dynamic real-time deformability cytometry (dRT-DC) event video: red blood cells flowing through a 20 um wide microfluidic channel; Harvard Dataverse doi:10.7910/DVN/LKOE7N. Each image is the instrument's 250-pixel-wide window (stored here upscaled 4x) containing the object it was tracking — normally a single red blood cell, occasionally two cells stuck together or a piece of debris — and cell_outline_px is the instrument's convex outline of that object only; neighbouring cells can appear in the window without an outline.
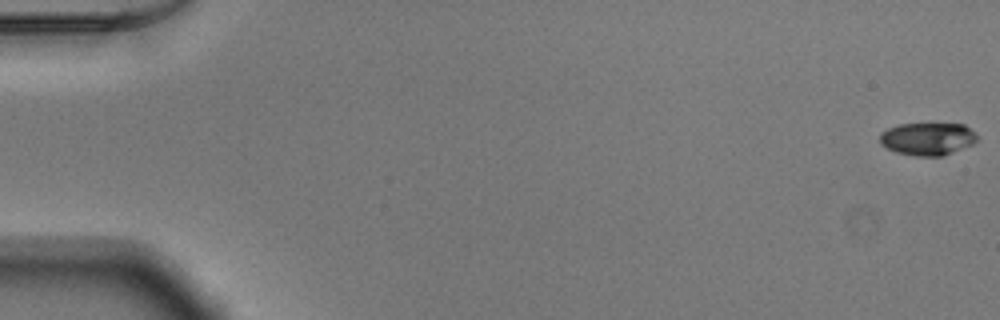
{"species": "Egyptian fruit bat (a non-hibernating species)", "species_latin": "Rousettus aegyptiacus", "temperature_condition": "warm", "stored_images_in_passage": 53, "camera_frame_rate_fps": 3000, "um_per_image_px": 0.085, "animal": {"sex": "male"}, "frame": {"image": 1, "passage_image": 1, "time_ms": 0.0, "image_size_px": [1000, 320], "cell_outline_px": [[976, 140], [972, 144], [952, 152], [940, 156], [916, 156], [896, 152], [880, 144], [880, 132], [888, 128], [900, 124], [964, 124], [976, 132]], "centroid_in_image_um": [78.83, 11.79], "position_along_channel_um": 6.2, "area_um2": 18.38}}
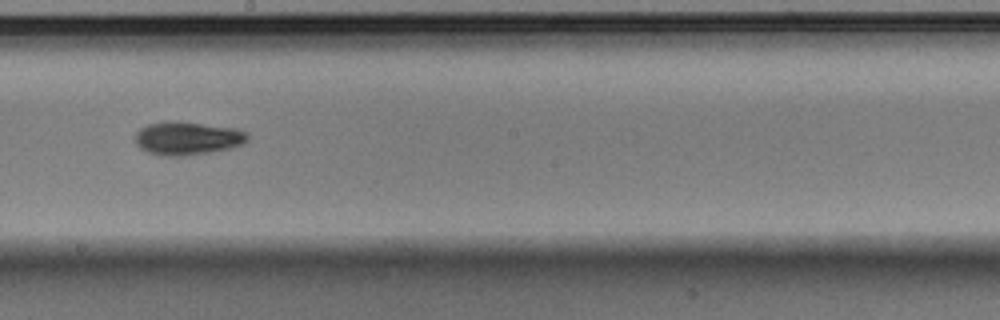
{"frame": {"image": 2, "passage_image": 31, "time_ms": 10.0, "image_size_px": [1000, 320], "cell_outline_px": [[248, 140], [244, 144], [232, 148], [184, 156], [160, 156], [148, 152], [140, 148], [136, 144], [132, 136], [140, 128], [148, 124], [168, 120], [176, 120], [236, 128], [248, 132]], "centroid_in_image_um": [15.91, 11.74], "position_along_channel_um": 232.3, "area_um2": 22.31}}
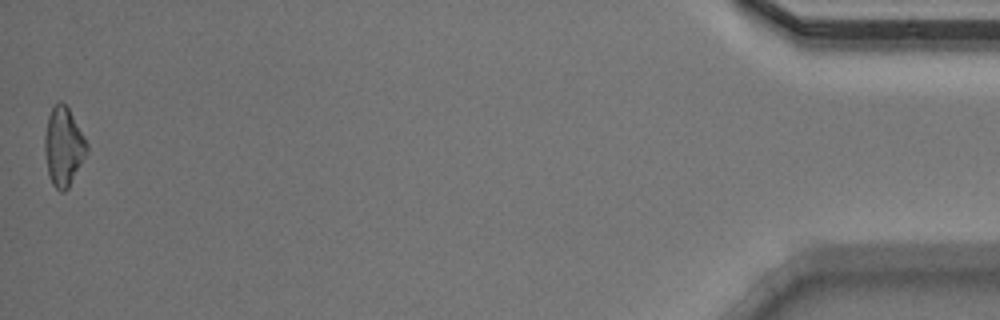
{"frame": {"image": 3, "passage_image": 53, "time_ms": 17.333, "image_size_px": [1000, 320], "cell_outline_px": [[88, 152], [68, 188], [64, 192], [60, 192], [52, 184], [48, 176], [44, 148], [44, 136], [48, 116], [52, 108], [60, 100], [68, 108], [84, 136], [88, 144]], "centroid_in_image_um": [5.39, 12.49], "position_along_channel_um": 429.8, "area_um2": 19.31}, "authors_computed_cell_mechanics": {"area_um2": 19.5364, "velocity_mm_per_s": 3.9117, "shape_relaxation_time_tau1_ms": 3.3167, "shape_relaxation_time_tau2_ms": 7.5149, "deformation_change_tau1": 0.122, "deformation_change_tau2": 0.1311}}